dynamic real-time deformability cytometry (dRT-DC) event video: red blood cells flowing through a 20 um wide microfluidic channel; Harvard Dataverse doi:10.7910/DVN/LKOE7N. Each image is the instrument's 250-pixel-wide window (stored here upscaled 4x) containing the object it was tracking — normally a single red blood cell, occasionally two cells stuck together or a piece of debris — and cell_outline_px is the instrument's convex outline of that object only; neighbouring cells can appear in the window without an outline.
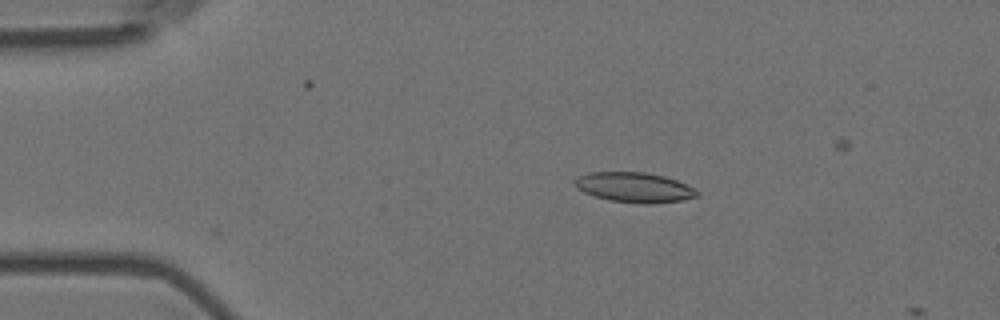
{"species": "Egyptian fruit bat (a non-hibernating species)", "species_latin": "Rousettus aegyptiacus", "temperature_condition": "room temperature", "stored_images_in_passage": 3, "camera_frame_rate_fps": 3000, "um_per_image_px": 0.085, "animal": {"sex": "female"}, "frame": {"image": 1, "passage_image": 1, "time_ms": 0.0, "image_size_px": [1000, 320], "cell_outline_px": [[700, 196], [680, 200], [648, 204], [644, 204], [608, 200], [584, 192], [576, 188], [576, 180], [580, 176], [588, 172], [644, 172], [664, 176], [676, 180], [700, 192]], "centroid_in_image_um": [53.93, 15.93], "position_along_channel_um": 31.1, "area_um2": 21.1}}